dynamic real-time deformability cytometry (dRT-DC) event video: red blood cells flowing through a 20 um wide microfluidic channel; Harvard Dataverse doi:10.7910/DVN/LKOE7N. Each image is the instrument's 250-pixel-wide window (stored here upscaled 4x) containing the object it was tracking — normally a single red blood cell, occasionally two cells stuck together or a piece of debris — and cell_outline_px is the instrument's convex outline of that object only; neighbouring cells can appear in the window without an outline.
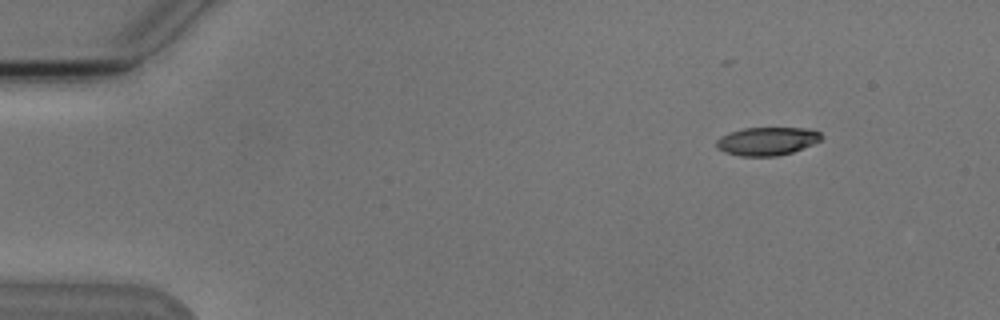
{"species": "Egyptian fruit bat (a non-hibernating species)", "species_latin": "Rousettus aegyptiacus", "temperature_condition": "cold", "stored_images_in_passage": 5, "camera_frame_rate_fps": 3000, "um_per_image_px": 0.085, "animal": {"sex": "male"}, "frame": {"image": 1, "passage_image": 1, "time_ms": 0.0, "image_size_px": [1000, 320], "cell_outline_px": [[824, 136], [820, 140], [812, 144], [792, 152], [776, 156], [740, 156], [724, 152], [716, 148], [716, 140], [720, 136], [728, 132], [744, 128], [812, 128], [820, 132]], "centroid_in_image_um": [65.18, 11.99], "position_along_channel_um": 19.8, "area_um2": 17.4}}
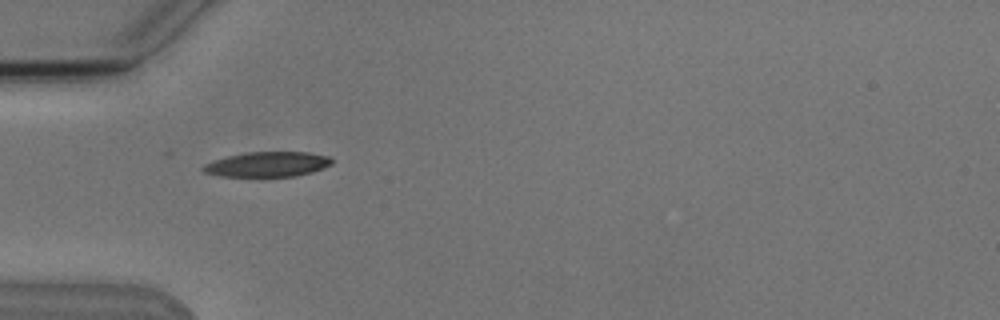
{"frame": {"image": 2, "passage_image": 4, "time_ms": 3.667, "image_size_px": [1000, 320], "cell_outline_px": [[332, 164], [324, 168], [312, 172], [296, 176], [220, 176], [204, 172], [200, 168], [204, 164], [228, 156], [248, 152], [308, 152], [328, 156], [332, 160]], "centroid_in_image_um": [22.75, 13.96], "position_along_channel_um": 62.2, "area_um2": 18.61}}